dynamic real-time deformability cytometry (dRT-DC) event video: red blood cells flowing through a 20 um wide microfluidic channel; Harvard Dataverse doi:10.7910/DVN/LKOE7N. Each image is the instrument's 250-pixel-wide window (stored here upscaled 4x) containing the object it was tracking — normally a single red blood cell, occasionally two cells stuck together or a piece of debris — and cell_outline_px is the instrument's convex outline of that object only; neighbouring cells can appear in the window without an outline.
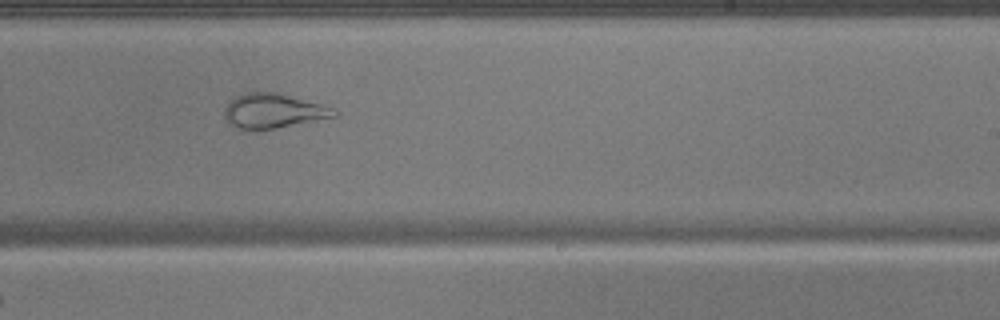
{"species": "common noctule bat (a hibernating species)", "species_latin": "Nyctalus noctula", "temperature_condition": "warm", "stored_images_in_passage": 47, "camera_frame_rate_fps": 3000, "um_per_image_px": 0.085, "animal": {"sex": "male", "body_mass_g": 17.9}, "frame": {"image": 1, "passage_image": 28, "time_ms": 9.0, "image_size_px": [1000, 320], "cell_outline_px": [[340, 112], [336, 116], [276, 128], [236, 128], [224, 116], [224, 108], [236, 96], [248, 92], [276, 92], [320, 104], [332, 108]], "centroid_in_image_um": [23.24, 9.41], "position_along_channel_um": 265.8, "area_um2": 21.44}}
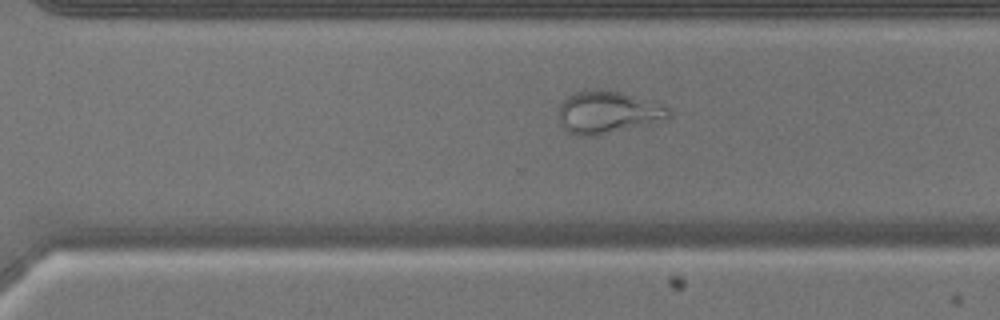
{"frame": {"image": 2, "passage_image": 32, "time_ms": 10.333, "image_size_px": [1000, 320], "cell_outline_px": [[668, 116], [644, 124], [596, 136], [576, 136], [568, 132], [560, 124], [560, 104], [568, 96], [584, 88], [620, 92], [664, 104], [668, 108]], "centroid_in_image_um": [51.57, 9.53], "position_along_channel_um": 319.0, "area_um2": 26.65}}
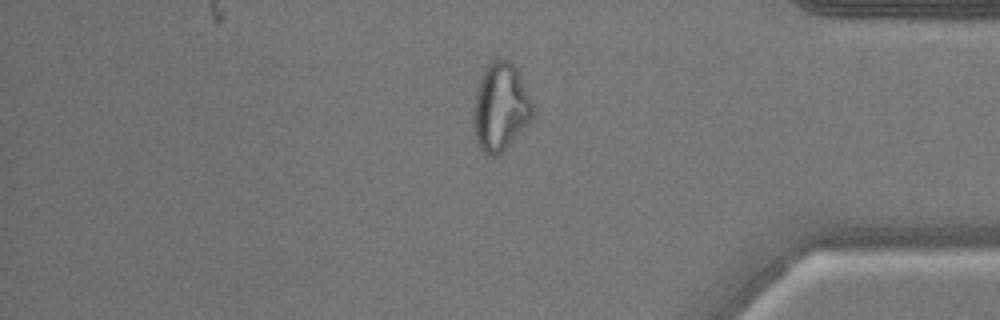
{"frame": {"image": 3, "passage_image": 39, "time_ms": 12.667, "image_size_px": [1000, 320], "cell_outline_px": [[536, 112], [504, 152], [496, 156], [492, 156], [484, 152], [480, 148], [476, 140], [472, 124], [472, 112], [476, 92], [484, 68], [496, 56], [504, 56], [516, 68]], "centroid_in_image_um": [42.51, 9.09], "position_along_channel_um": 392.7, "area_um2": 30.58}}